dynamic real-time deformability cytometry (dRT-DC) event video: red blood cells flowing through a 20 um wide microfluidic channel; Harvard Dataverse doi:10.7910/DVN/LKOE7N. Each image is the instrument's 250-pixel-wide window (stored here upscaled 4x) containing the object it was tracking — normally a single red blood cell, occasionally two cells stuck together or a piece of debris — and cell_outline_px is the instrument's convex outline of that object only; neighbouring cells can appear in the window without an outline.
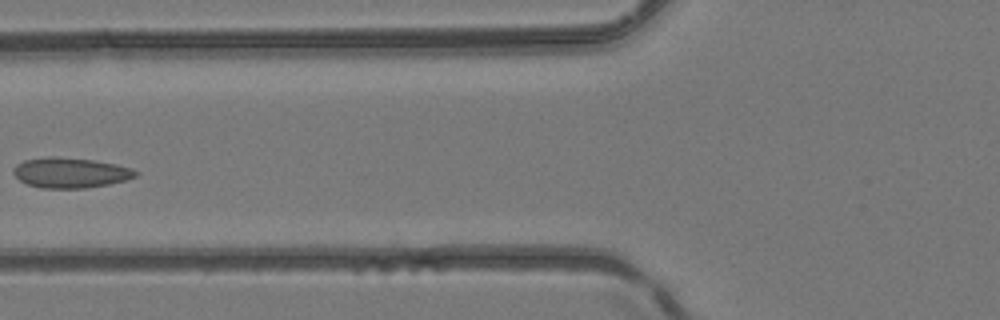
{"species": "common noctule bat (a hibernating species)", "species_latin": "Nyctalus noctula", "temperature_condition": "room temperature", "stored_images_in_passage": 2, "camera_frame_rate_fps": 3000, "um_per_image_px": 0.085, "animal": {"sex": "female", "body_mass_g": 24.6, "forearm_length_mm": 56.2}, "frame": {"image": 1, "passage_image": 2, "time_ms": 0.333, "image_size_px": [1000, 320], "cell_outline_px": [[140, 172], [136, 176], [124, 180], [108, 184], [84, 188], [40, 188], [28, 184], [20, 180], [12, 172], [12, 168], [16, 164], [24, 160], [52, 156], [92, 160], [116, 164], [132, 168]], "centroid_in_image_um": [5.97, 14.68], "position_along_channel_um": 119.8, "area_um2": 21.44}}